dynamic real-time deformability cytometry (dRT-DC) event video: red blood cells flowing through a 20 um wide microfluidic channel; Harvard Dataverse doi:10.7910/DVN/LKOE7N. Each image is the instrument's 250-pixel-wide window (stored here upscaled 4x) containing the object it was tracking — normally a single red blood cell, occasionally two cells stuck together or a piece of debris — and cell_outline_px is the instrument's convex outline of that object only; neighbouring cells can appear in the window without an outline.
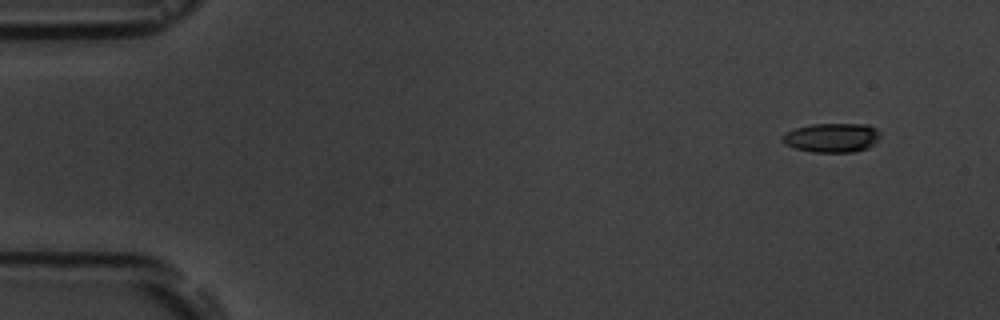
{"species": "common noctule bat (a hibernating species)", "species_latin": "Nyctalus noctula", "temperature_condition": "room temperature", "stored_images_in_passage": 11, "camera_frame_rate_fps": 3000, "um_per_image_px": 0.085, "animal": {"sex": "male", "body_mass_g": 19.5, "forearm_length_mm": 54.6}, "frame": {"image": 1, "passage_image": 1, "time_ms": 0.0, "image_size_px": [1000, 320], "cell_outline_px": [[880, 140], [868, 148], [852, 152], [812, 152], [796, 148], [784, 144], [780, 140], [780, 136], [784, 132], [796, 128], [812, 124], [868, 124], [876, 128], [880, 132]], "centroid_in_image_um": [70.71, 11.7], "position_along_channel_um": 14.3, "area_um2": 16.94}}
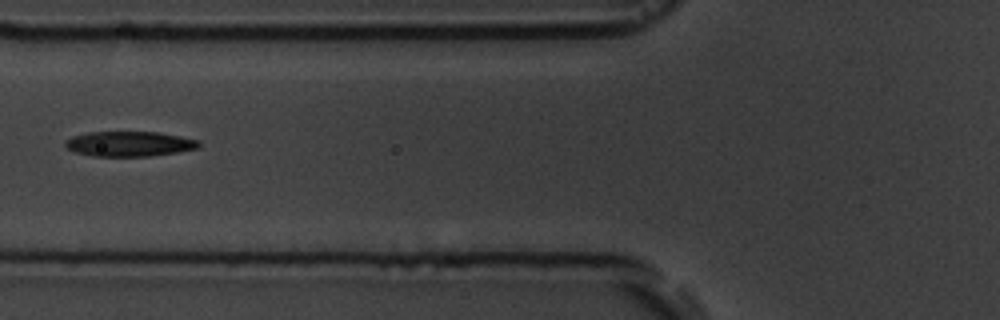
{"frame": {"image": 2, "passage_image": 6, "time_ms": 6.0, "image_size_px": [1000, 320], "cell_outline_px": [[200, 144], [196, 148], [176, 152], [148, 156], [92, 156], [76, 152], [68, 148], [64, 144], [64, 140], [72, 136], [88, 132], [160, 132], [200, 140]], "centroid_in_image_um": [10.97, 12.22], "position_along_channel_um": 114.8, "area_um2": 19.42}}
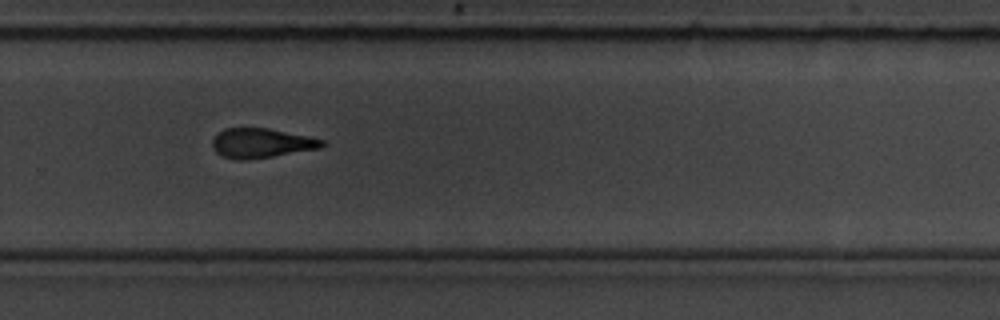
{"frame": {"image": 3, "passage_image": 11, "time_ms": 11.333, "image_size_px": [1000, 320], "cell_outline_px": [[328, 144], [320, 148], [248, 160], [236, 160], [224, 156], [216, 152], [212, 148], [212, 140], [224, 128], [268, 128], [308, 136], [324, 140]], "centroid_in_image_um": [22.22, 12.16], "position_along_channel_um": 307.6, "area_um2": 18.84}}